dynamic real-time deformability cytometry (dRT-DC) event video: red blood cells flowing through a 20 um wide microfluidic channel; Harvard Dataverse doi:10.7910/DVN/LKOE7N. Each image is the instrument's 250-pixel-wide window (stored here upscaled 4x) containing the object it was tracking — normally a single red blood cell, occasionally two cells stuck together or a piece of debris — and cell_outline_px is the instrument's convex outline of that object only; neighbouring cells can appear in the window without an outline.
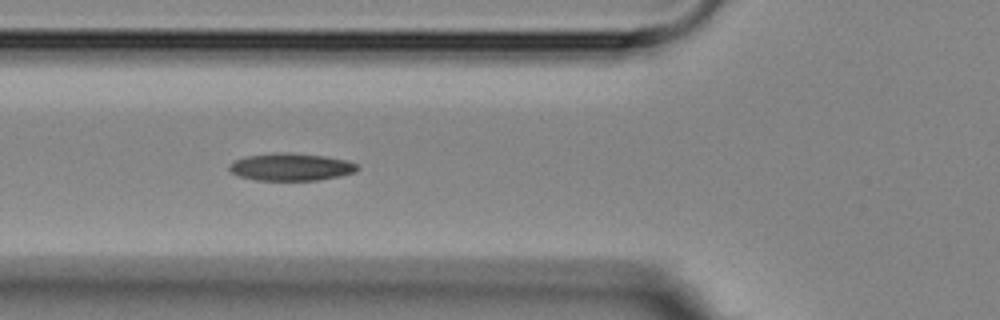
{"species": "Egyptian fruit bat (a non-hibernating species)", "species_latin": "Rousettus aegyptiacus", "temperature_condition": "room temperature", "stored_images_in_passage": 12, "camera_frame_rate_fps": 3000, "um_per_image_px": 0.085, "animal": {"sex": "female"}, "frame": {"image": 1, "passage_image": 3, "time_ms": 3.0, "image_size_px": [1000, 320], "cell_outline_px": [[360, 168], [356, 172], [340, 176], [320, 180], [256, 180], [240, 176], [232, 172], [228, 168], [236, 160], [244, 156], [272, 152], [288, 152], [324, 156], [348, 160], [356, 164]], "centroid_in_image_um": [24.77, 14.18], "position_along_channel_um": 101.0, "area_um2": 20.58}}
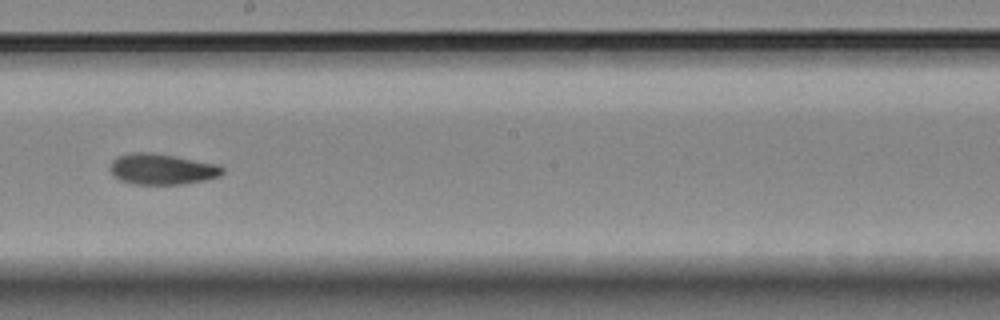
{"frame": {"image": 2, "passage_image": 6, "time_ms": 6.667, "image_size_px": [1000, 320], "cell_outline_px": [[224, 172], [220, 176], [204, 180], [184, 184], [132, 184], [120, 180], [112, 172], [112, 160], [116, 156], [132, 152], [152, 152], [220, 164], [224, 168]], "centroid_in_image_um": [13.81, 14.37], "position_along_channel_um": 234.4, "area_um2": 20.23}}
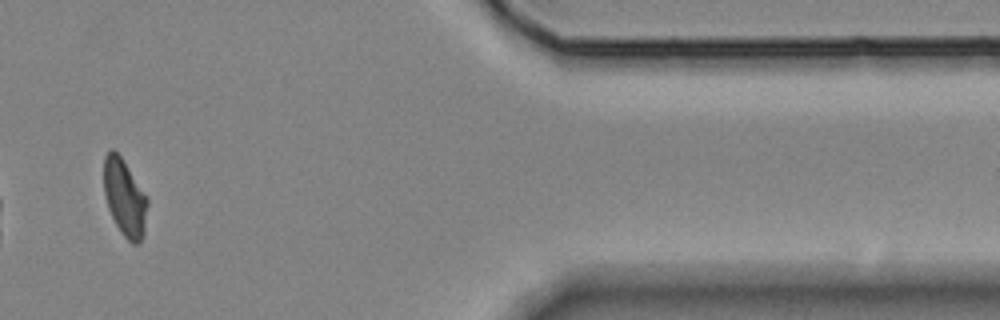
{"frame": {"image": 3, "passage_image": 11, "time_ms": 12.333, "image_size_px": [1000, 320], "cell_outline_px": [[148, 204], [144, 236], [136, 244], [132, 244], [120, 232], [108, 208], [104, 196], [104, 156], [112, 148], [120, 156], [148, 200]], "centroid_in_image_um": [10.59, 16.85], "position_along_channel_um": 400.8, "area_um2": 19.25}, "authors_computed_cell_mechanics": {"area_um2": 20.3456, "velocity_mm_per_s": 3.6349, "shape_relaxation_time_tau1_ms": 5.9998, "shape_relaxation_time_tau2_ms": 3.1707, "deformation_change_tau1": 0.1405, "deformation_change_tau2": 0.0759}}